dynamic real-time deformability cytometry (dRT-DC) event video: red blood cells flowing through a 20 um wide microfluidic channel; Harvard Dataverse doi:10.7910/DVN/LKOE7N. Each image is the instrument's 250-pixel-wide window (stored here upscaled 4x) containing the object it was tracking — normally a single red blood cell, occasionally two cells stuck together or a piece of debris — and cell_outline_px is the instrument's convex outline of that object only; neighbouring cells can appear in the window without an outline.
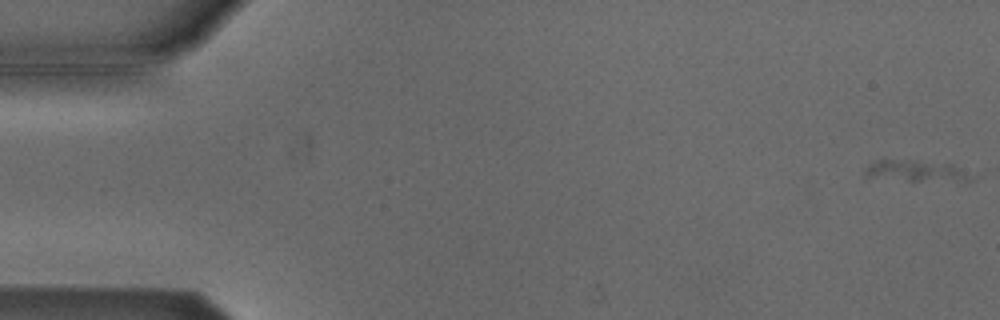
{"species": "Egyptian fruit bat (a non-hibernating species)", "species_latin": "Rousettus aegyptiacus", "temperature_condition": "cold", "stored_images_in_passage": 6, "segment_of_instrument_passage": [2, 2], "camera_frame_rate_fps": 3000, "um_per_image_px": 0.085, "animal": {"sex": "male"}, "frame": {"image": 1, "passage_image": 6, "time_ms": 1.667, "image_size_px": [1000, 320], "cell_outline_px": [[972, 180], [908, 180], [864, 176], [864, 172], [872, 164], [880, 160], [888, 160], [952, 164]], "centroid_in_image_um": [77.75, 14.53], "position_along_channel_um": 7.2, "area_um2": 11.73}}